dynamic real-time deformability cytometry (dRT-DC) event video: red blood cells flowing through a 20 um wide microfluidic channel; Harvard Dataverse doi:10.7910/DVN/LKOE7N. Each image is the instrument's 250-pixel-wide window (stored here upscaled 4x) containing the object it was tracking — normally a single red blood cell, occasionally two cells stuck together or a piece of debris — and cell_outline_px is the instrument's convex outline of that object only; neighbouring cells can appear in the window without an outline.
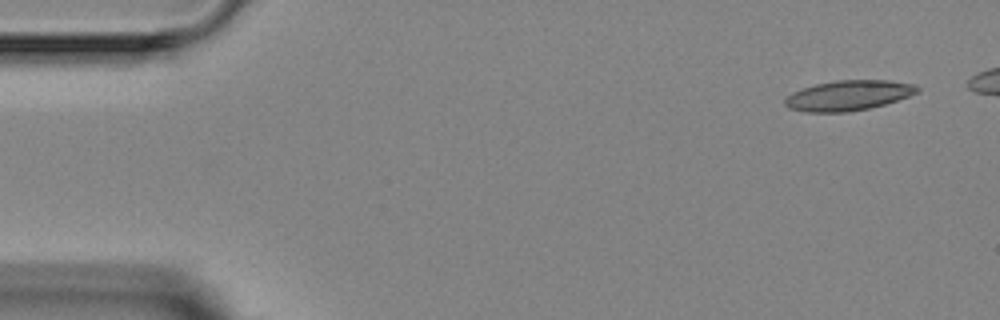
{"species": "Egyptian fruit bat (a non-hibernating species)", "species_latin": "Rousettus aegyptiacus", "temperature_condition": "room temperature", "stored_images_in_passage": 5, "camera_frame_rate_fps": 3000, "um_per_image_px": 0.085, "animal": {"sex": "female"}, "frame": {"image": 1, "passage_image": 1, "time_ms": 0.0, "image_size_px": [1000, 320], "cell_outline_px": [[920, 92], [884, 104], [868, 108], [848, 112], [804, 112], [788, 108], [784, 104], [784, 100], [792, 92], [816, 84], [836, 80], [888, 80], [916, 84], [920, 88]], "centroid_in_image_um": [72.12, 8.11], "position_along_channel_um": 12.9, "area_um2": 23.24}}